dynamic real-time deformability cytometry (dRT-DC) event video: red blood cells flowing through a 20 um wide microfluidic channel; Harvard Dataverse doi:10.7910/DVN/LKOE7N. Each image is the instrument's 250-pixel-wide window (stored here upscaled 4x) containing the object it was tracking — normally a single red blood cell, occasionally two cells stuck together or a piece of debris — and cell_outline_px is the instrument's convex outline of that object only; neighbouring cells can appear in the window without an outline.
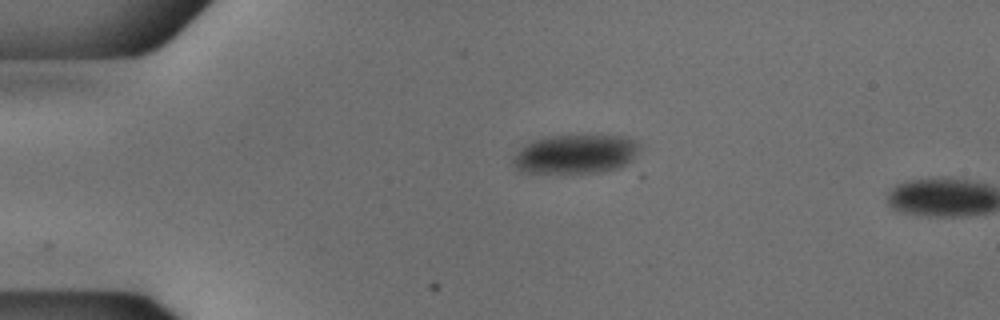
{"species": "common noctule bat (a hibernating species)", "species_latin": "Nyctalus noctula", "temperature_condition": "cold", "stored_images_in_passage": 2, "camera_frame_rate_fps": 3000, "um_per_image_px": 0.085, "animal": {"sex": "male", "body_mass_g": 18.8}, "frame": {"image": 1, "passage_image": 1, "time_ms": 0.0, "image_size_px": [1000, 320], "cell_outline_px": [[640, 144], [632, 160], [628, 164], [620, 168], [600, 172], [520, 172], [512, 164], [512, 156], [524, 144], [532, 140], [552, 136], [620, 136], [632, 140]], "centroid_in_image_um": [48.87, 13.1], "position_along_channel_um": 36.1, "area_um2": 28.61}}